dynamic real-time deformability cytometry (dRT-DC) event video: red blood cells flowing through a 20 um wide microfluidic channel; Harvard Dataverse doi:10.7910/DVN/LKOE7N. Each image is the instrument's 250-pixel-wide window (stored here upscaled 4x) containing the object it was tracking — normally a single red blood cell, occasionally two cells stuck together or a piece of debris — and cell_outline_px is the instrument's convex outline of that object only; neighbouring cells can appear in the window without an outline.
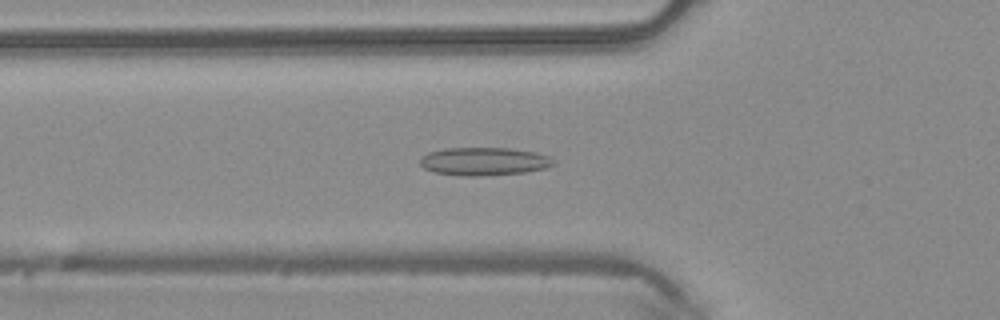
{"species": "common noctule bat (a hibernating species)", "species_latin": "Nyctalus noctula", "temperature_condition": "warm", "stored_images_in_passage": 48, "camera_frame_rate_fps": 3000, "um_per_image_px": 0.085, "animal": {"sex": "male", "body_mass_g": 20.4}, "frame": {"image": 1, "passage_image": 16, "time_ms": 5.0, "image_size_px": [1000, 320], "cell_outline_px": [[556, 164], [548, 168], [524, 172], [476, 176], [464, 176], [432, 172], [424, 168], [420, 164], [420, 160], [428, 152], [444, 148], [508, 148], [536, 152], [548, 156], [556, 160]], "centroid_in_image_um": [41.17, 13.72], "position_along_channel_um": 84.6, "area_um2": 21.91}}
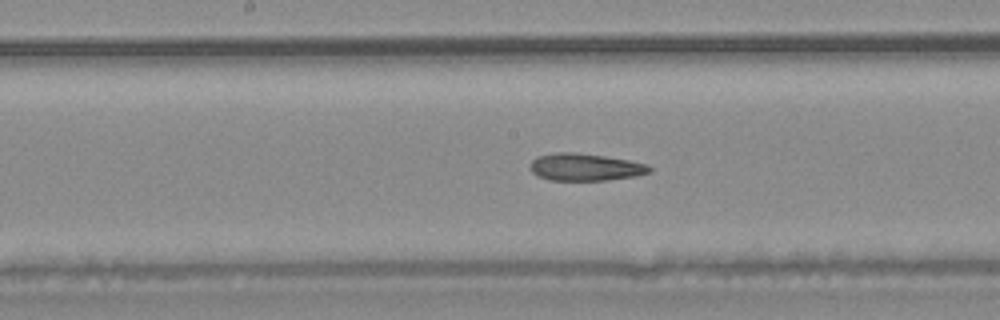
{"frame": {"image": 2, "passage_image": 24, "time_ms": 7.667, "image_size_px": [1000, 320], "cell_outline_px": [[652, 172], [636, 176], [608, 180], [548, 180], [536, 176], [528, 168], [528, 164], [536, 156], [556, 152], [576, 152], [604, 156], [628, 160], [648, 164], [652, 168]], "centroid_in_image_um": [49.7, 14.2], "position_along_channel_um": 198.5, "area_um2": 19.31}}
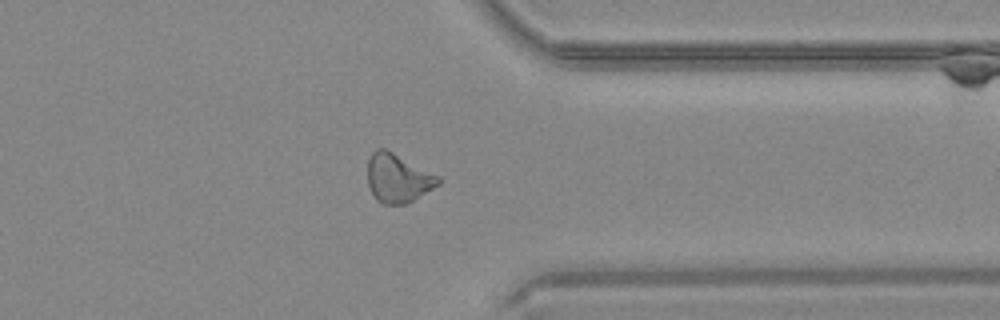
{"frame": {"image": 3, "passage_image": 37, "time_ms": 12.0, "image_size_px": [1000, 320], "cell_outline_px": [[440, 184], [412, 200], [404, 204], [384, 204], [376, 200], [368, 184], [368, 160], [372, 152], [376, 148], [384, 148], [440, 176]], "centroid_in_image_um": [33.81, 15.13], "position_along_channel_um": 377.6, "area_um2": 19.83}, "authors_computed_cell_mechanics": {"area_um2": 20.3167, "velocity_mm_per_s": 4.2347, "shape_relaxation_time_tau1_ms": null, "shape_relaxation_time_tau2_ms": 3.4232, "deformation_change_tau1": null, "deformation_change_tau2": 0.0949}}